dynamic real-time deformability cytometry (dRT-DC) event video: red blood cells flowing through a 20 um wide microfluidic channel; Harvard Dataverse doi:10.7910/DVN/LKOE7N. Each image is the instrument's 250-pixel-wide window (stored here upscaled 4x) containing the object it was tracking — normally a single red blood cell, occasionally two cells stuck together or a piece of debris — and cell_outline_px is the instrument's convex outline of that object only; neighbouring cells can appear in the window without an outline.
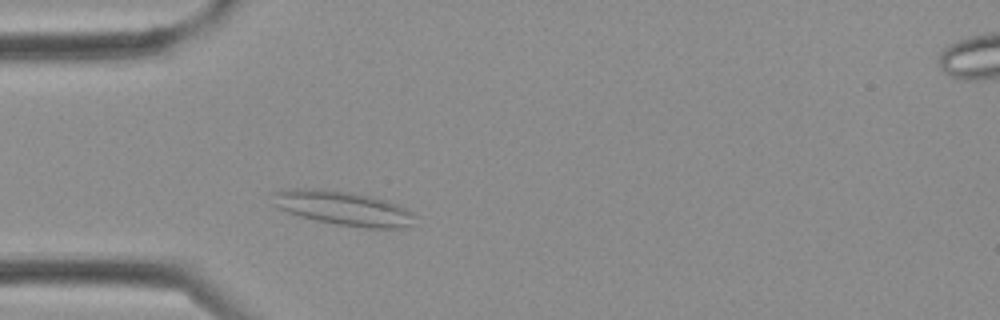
{"species": "Egyptian fruit bat (a non-hibernating species)", "species_latin": "Rousettus aegyptiacus", "temperature_condition": "cold", "stored_images_in_passage": 3, "camera_frame_rate_fps": 3000, "um_per_image_px": 0.085, "frame": {"image": 1, "passage_image": 2, "time_ms": 0.333, "image_size_px": [1000, 320], "cell_outline_px": [[416, 216], [412, 224], [404, 228], [368, 228], [336, 224], [316, 220], [300, 216], [276, 208], [272, 204], [268, 192], [280, 188], [320, 188], [352, 192], [372, 196], [388, 200], [412, 212]], "centroid_in_image_um": [29.06, 17.66], "position_along_channel_um": 55.9, "area_um2": 29.13}}